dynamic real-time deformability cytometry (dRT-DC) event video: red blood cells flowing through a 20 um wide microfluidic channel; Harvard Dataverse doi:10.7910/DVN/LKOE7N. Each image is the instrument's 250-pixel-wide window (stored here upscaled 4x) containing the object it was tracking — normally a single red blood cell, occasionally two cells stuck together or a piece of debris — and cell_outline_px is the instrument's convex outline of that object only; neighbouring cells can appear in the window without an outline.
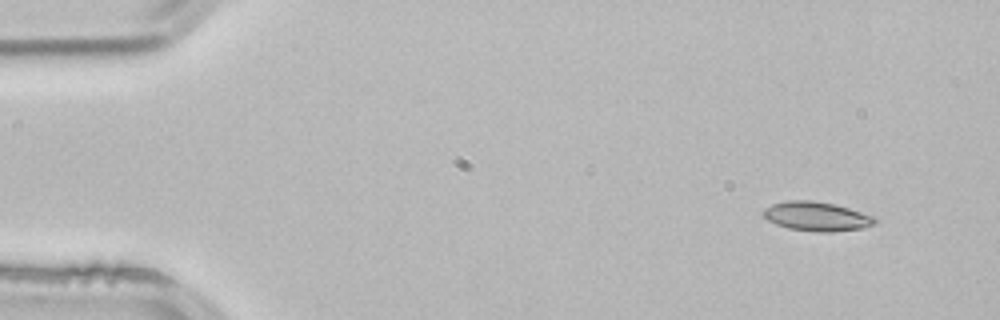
{"species": "common noctule bat (a hibernating species)", "species_latin": "Nyctalus noctula", "temperature_condition": "room temperature", "stored_images_in_passage": 3, "camera_frame_rate_fps": 3000, "um_per_image_px": 0.085, "animal": {"sex": "male", "body_mass_g": 21.5, "forearm_length_mm": 52.0}, "frame": {"image": 1, "passage_image": 1, "time_ms": 0.0, "image_size_px": [1000, 320], "cell_outline_px": [[876, 224], [860, 228], [832, 232], [816, 232], [788, 228], [776, 224], [768, 220], [760, 212], [764, 208], [772, 204], [788, 200], [812, 200], [832, 204], [848, 208], [876, 216]], "centroid_in_image_um": [69.4, 18.39], "position_along_channel_um": 15.6, "area_um2": 19.02}}
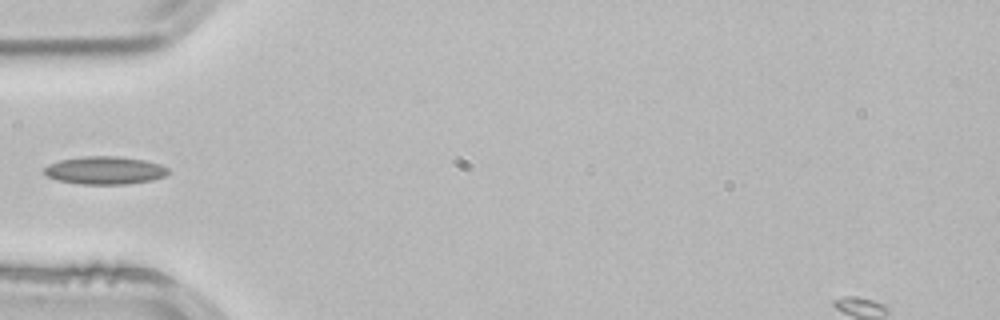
{"frame": {"image": 2, "passage_image": 3, "time_ms": 0.667, "image_size_px": [1000, 320], "cell_outline_px": [[168, 172], [164, 176], [152, 180], [128, 184], [80, 184], [56, 180], [48, 176], [44, 172], [44, 168], [48, 164], [60, 160], [84, 156], [116, 156], [144, 160], [160, 164], [168, 168]], "centroid_in_image_um": [8.9, 14.48], "position_along_channel_um": 76.1, "area_um2": 20.11}}